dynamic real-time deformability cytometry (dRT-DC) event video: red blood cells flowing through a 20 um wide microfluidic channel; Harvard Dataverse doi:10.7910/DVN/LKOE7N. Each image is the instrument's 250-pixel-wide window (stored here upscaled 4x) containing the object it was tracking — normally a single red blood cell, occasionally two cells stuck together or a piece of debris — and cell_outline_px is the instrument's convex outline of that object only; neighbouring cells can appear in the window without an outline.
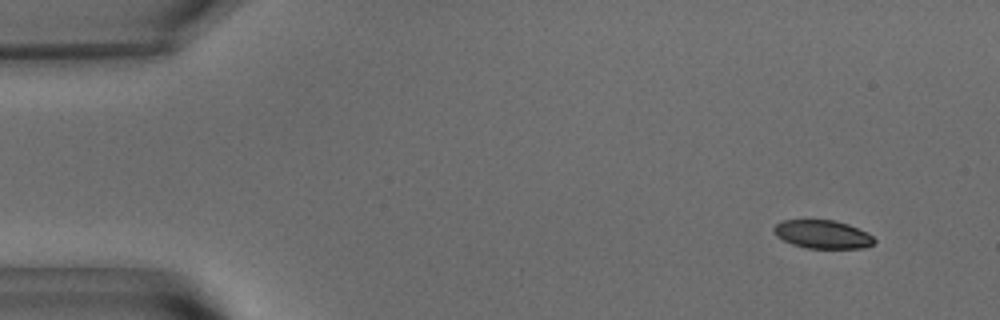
{"species": "common noctule bat (a hibernating species)", "species_latin": "Nyctalus noctula", "temperature_condition": "warm", "stored_images_in_passage": 22, "camera_frame_rate_fps": 3000, "um_per_image_px": 0.085, "animal": {"sex": "male", "body_mass_g": 15.6}, "frame": {"image": 1, "passage_image": 5, "time_ms": 1.333, "image_size_px": [1000, 320], "cell_outline_px": [[876, 240], [872, 244], [864, 248], [808, 248], [792, 244], [776, 236], [772, 232], [772, 228], [780, 220], [836, 220], [848, 224], [872, 236]], "centroid_in_image_um": [69.87, 19.91], "position_along_channel_um": 15.1, "area_um2": 16.53}}